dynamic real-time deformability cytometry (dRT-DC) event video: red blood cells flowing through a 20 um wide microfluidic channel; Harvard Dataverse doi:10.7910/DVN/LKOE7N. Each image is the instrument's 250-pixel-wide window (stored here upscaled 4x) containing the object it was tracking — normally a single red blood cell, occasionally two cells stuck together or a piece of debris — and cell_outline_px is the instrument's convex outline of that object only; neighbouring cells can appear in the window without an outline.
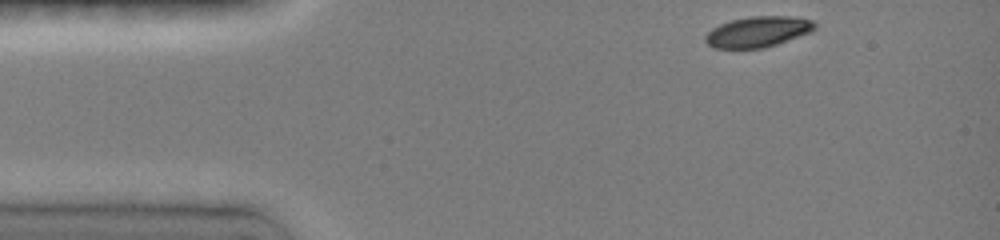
{"species": "common noctule bat (a hibernating species)", "species_latin": "Nyctalus noctula", "temperature_condition": "room temperature", "stored_images_in_passage": 38, "camera_frame_rate_fps": 3000, "um_per_image_px": 0.085, "animal": {"sex": "female", "body_mass_g": 19.0, "forearm_length_mm": 51.5}, "frame": {"image": 1, "passage_image": 1, "time_ms": 0.0, "image_size_px": [1000, 240], "cell_outline_px": [[816, 28], [808, 32], [776, 44], [764, 48], [716, 48], [708, 44], [704, 40], [704, 36], [712, 28], [720, 24], [732, 20], [752, 16], [788, 16], [812, 20], [816, 24]], "centroid_in_image_um": [64.38, 2.69], "position_along_channel_um": 20.6, "area_um2": 19.25}}
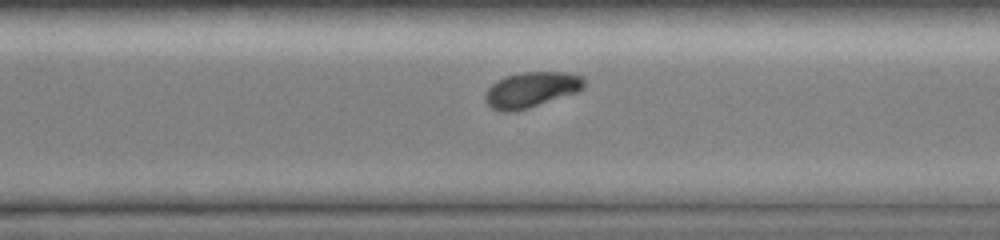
{"frame": {"image": 2, "passage_image": 29, "time_ms": 9.333, "image_size_px": [1000, 240], "cell_outline_px": [[584, 88], [576, 92], [516, 112], [500, 112], [492, 108], [484, 100], [484, 92], [496, 80], [504, 76], [520, 72], [564, 72], [584, 76]], "centroid_in_image_um": [45.11, 7.62], "position_along_channel_um": 325.5, "area_um2": 20.63}}
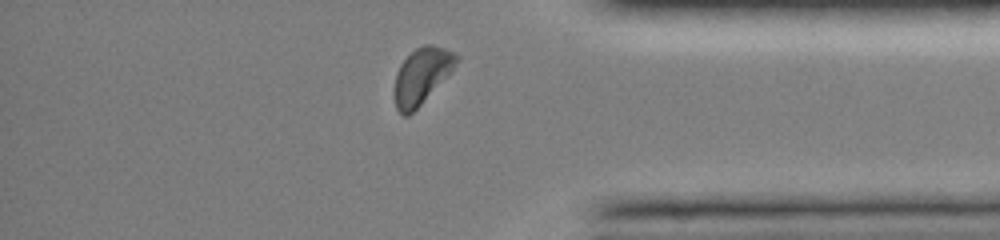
{"frame": {"image": 3, "passage_image": 35, "time_ms": 11.333, "image_size_px": [1000, 240], "cell_outline_px": [[460, 60], [452, 72], [408, 116], [404, 116], [396, 108], [396, 72], [400, 64], [416, 48], [424, 44], [432, 44], [444, 48], [460, 56]], "centroid_in_image_um": [35.9, 6.41], "position_along_channel_um": 399.3, "area_um2": 19.88}, "authors_computed_cell_mechanics": {"area_um2": 20.7213, "velocity_mm_per_s": 3.9962, "shape_relaxation_time_tau1_ms": 1.8296, "shape_relaxation_time_tau2_ms": null, "deformation_change_tau1": 0.1232, "deformation_change_tau2": null}}